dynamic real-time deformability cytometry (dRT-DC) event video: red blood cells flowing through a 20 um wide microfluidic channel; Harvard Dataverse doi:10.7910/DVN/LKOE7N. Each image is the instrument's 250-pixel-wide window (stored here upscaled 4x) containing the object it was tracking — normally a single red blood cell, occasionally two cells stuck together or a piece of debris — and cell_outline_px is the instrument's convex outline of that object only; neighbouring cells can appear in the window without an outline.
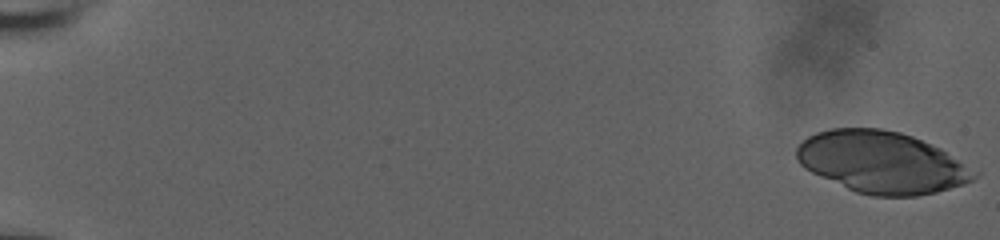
{"species": "human", "species_latin": "Homo sapiens", "temperature_condition": "room temperature", "stored_images_in_passage": 24, "camera_frame_rate_fps": 3000, "um_per_image_px": 0.085, "donor": {"sex": "male"}, "frame": {"image": 1, "passage_image": 1, "time_ms": 0.0, "image_size_px": [1000, 240], "cell_outline_px": [[980, 172], [972, 180], [964, 184], [936, 192], [916, 196], [872, 196], [856, 192], [820, 176], [804, 168], [796, 160], [796, 148], [808, 136], [816, 132], [832, 128], [880, 128], [900, 132], [912, 136], [940, 148]], "centroid_in_image_um": [74.95, 13.79], "position_along_channel_um": 10.1, "area_um2": 63.87}}